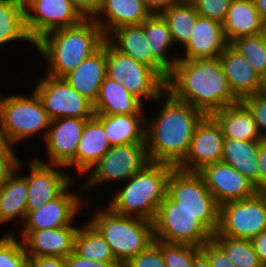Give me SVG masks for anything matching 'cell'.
<instances>
[{"label": "cell", "mask_w": 266, "mask_h": 267, "mask_svg": "<svg viewBox=\"0 0 266 267\" xmlns=\"http://www.w3.org/2000/svg\"><path fill=\"white\" fill-rule=\"evenodd\" d=\"M165 90L205 116L241 101L230 88L219 58L179 59L169 72Z\"/></svg>", "instance_id": "cell-1"}, {"label": "cell", "mask_w": 266, "mask_h": 267, "mask_svg": "<svg viewBox=\"0 0 266 267\" xmlns=\"http://www.w3.org/2000/svg\"><path fill=\"white\" fill-rule=\"evenodd\" d=\"M165 93L167 100L158 117L146 123V149L150 162L177 167L187 155L196 126L205 115L168 91Z\"/></svg>", "instance_id": "cell-2"}, {"label": "cell", "mask_w": 266, "mask_h": 267, "mask_svg": "<svg viewBox=\"0 0 266 267\" xmlns=\"http://www.w3.org/2000/svg\"><path fill=\"white\" fill-rule=\"evenodd\" d=\"M106 37L93 18H85L73 27L50 31L35 42L48 60V75L63 78L103 44Z\"/></svg>", "instance_id": "cell-3"}, {"label": "cell", "mask_w": 266, "mask_h": 267, "mask_svg": "<svg viewBox=\"0 0 266 267\" xmlns=\"http://www.w3.org/2000/svg\"><path fill=\"white\" fill-rule=\"evenodd\" d=\"M174 166L149 162L118 189L109 208L122 215L154 221L160 203L167 193L168 177Z\"/></svg>", "instance_id": "cell-4"}, {"label": "cell", "mask_w": 266, "mask_h": 267, "mask_svg": "<svg viewBox=\"0 0 266 267\" xmlns=\"http://www.w3.org/2000/svg\"><path fill=\"white\" fill-rule=\"evenodd\" d=\"M107 208L97 211L89 222L105 238L116 260L123 266L154 243L153 222L118 214Z\"/></svg>", "instance_id": "cell-5"}, {"label": "cell", "mask_w": 266, "mask_h": 267, "mask_svg": "<svg viewBox=\"0 0 266 267\" xmlns=\"http://www.w3.org/2000/svg\"><path fill=\"white\" fill-rule=\"evenodd\" d=\"M166 195L177 207L194 214L212 234L217 232L220 205L198 172L174 167L168 177Z\"/></svg>", "instance_id": "cell-6"}, {"label": "cell", "mask_w": 266, "mask_h": 267, "mask_svg": "<svg viewBox=\"0 0 266 267\" xmlns=\"http://www.w3.org/2000/svg\"><path fill=\"white\" fill-rule=\"evenodd\" d=\"M157 240L201 247L212 239V233L194 214L177 207L167 195L160 203L153 221Z\"/></svg>", "instance_id": "cell-7"}, {"label": "cell", "mask_w": 266, "mask_h": 267, "mask_svg": "<svg viewBox=\"0 0 266 267\" xmlns=\"http://www.w3.org/2000/svg\"><path fill=\"white\" fill-rule=\"evenodd\" d=\"M2 97L0 98V117L11 144L49 129L51 120L34 90L28 98Z\"/></svg>", "instance_id": "cell-8"}, {"label": "cell", "mask_w": 266, "mask_h": 267, "mask_svg": "<svg viewBox=\"0 0 266 267\" xmlns=\"http://www.w3.org/2000/svg\"><path fill=\"white\" fill-rule=\"evenodd\" d=\"M266 230V193L220 205L219 227L212 235L249 239Z\"/></svg>", "instance_id": "cell-9"}, {"label": "cell", "mask_w": 266, "mask_h": 267, "mask_svg": "<svg viewBox=\"0 0 266 267\" xmlns=\"http://www.w3.org/2000/svg\"><path fill=\"white\" fill-rule=\"evenodd\" d=\"M50 120L73 117L92 118L93 103L80 95L64 78L45 76L34 89Z\"/></svg>", "instance_id": "cell-10"}, {"label": "cell", "mask_w": 266, "mask_h": 267, "mask_svg": "<svg viewBox=\"0 0 266 267\" xmlns=\"http://www.w3.org/2000/svg\"><path fill=\"white\" fill-rule=\"evenodd\" d=\"M150 162L146 143L111 146L92 167L84 188L114 180H128Z\"/></svg>", "instance_id": "cell-11"}, {"label": "cell", "mask_w": 266, "mask_h": 267, "mask_svg": "<svg viewBox=\"0 0 266 267\" xmlns=\"http://www.w3.org/2000/svg\"><path fill=\"white\" fill-rule=\"evenodd\" d=\"M24 4L26 27L34 42L50 31L76 26L85 19L70 0H24Z\"/></svg>", "instance_id": "cell-12"}, {"label": "cell", "mask_w": 266, "mask_h": 267, "mask_svg": "<svg viewBox=\"0 0 266 267\" xmlns=\"http://www.w3.org/2000/svg\"><path fill=\"white\" fill-rule=\"evenodd\" d=\"M225 137L212 116H205L196 126L190 147L177 168L198 172L206 165L221 162Z\"/></svg>", "instance_id": "cell-13"}, {"label": "cell", "mask_w": 266, "mask_h": 267, "mask_svg": "<svg viewBox=\"0 0 266 267\" xmlns=\"http://www.w3.org/2000/svg\"><path fill=\"white\" fill-rule=\"evenodd\" d=\"M198 173L219 205L250 198L257 193L251 180L222 161L206 165Z\"/></svg>", "instance_id": "cell-14"}, {"label": "cell", "mask_w": 266, "mask_h": 267, "mask_svg": "<svg viewBox=\"0 0 266 267\" xmlns=\"http://www.w3.org/2000/svg\"><path fill=\"white\" fill-rule=\"evenodd\" d=\"M60 165H49L39 160H30V174L25 176L28 185L27 214L42 207L60 196L71 183V177L60 173L53 167Z\"/></svg>", "instance_id": "cell-15"}, {"label": "cell", "mask_w": 266, "mask_h": 267, "mask_svg": "<svg viewBox=\"0 0 266 267\" xmlns=\"http://www.w3.org/2000/svg\"><path fill=\"white\" fill-rule=\"evenodd\" d=\"M90 118L65 117L50 122L44 133L50 165L66 166L76 157L78 143Z\"/></svg>", "instance_id": "cell-16"}, {"label": "cell", "mask_w": 266, "mask_h": 267, "mask_svg": "<svg viewBox=\"0 0 266 267\" xmlns=\"http://www.w3.org/2000/svg\"><path fill=\"white\" fill-rule=\"evenodd\" d=\"M78 229L73 226L42 230H23V245L28 257H66L74 251Z\"/></svg>", "instance_id": "cell-17"}, {"label": "cell", "mask_w": 266, "mask_h": 267, "mask_svg": "<svg viewBox=\"0 0 266 267\" xmlns=\"http://www.w3.org/2000/svg\"><path fill=\"white\" fill-rule=\"evenodd\" d=\"M69 187L57 198L42 207L30 211L24 221L23 230H42L70 226L80 209L78 195L67 192Z\"/></svg>", "instance_id": "cell-18"}, {"label": "cell", "mask_w": 266, "mask_h": 267, "mask_svg": "<svg viewBox=\"0 0 266 267\" xmlns=\"http://www.w3.org/2000/svg\"><path fill=\"white\" fill-rule=\"evenodd\" d=\"M107 38L102 46L84 59L63 78L82 96L93 104L98 98L100 86L107 76Z\"/></svg>", "instance_id": "cell-19"}, {"label": "cell", "mask_w": 266, "mask_h": 267, "mask_svg": "<svg viewBox=\"0 0 266 267\" xmlns=\"http://www.w3.org/2000/svg\"><path fill=\"white\" fill-rule=\"evenodd\" d=\"M228 44L223 23L198 15L191 37L184 45L185 57L179 59L218 58Z\"/></svg>", "instance_id": "cell-20"}, {"label": "cell", "mask_w": 266, "mask_h": 267, "mask_svg": "<svg viewBox=\"0 0 266 267\" xmlns=\"http://www.w3.org/2000/svg\"><path fill=\"white\" fill-rule=\"evenodd\" d=\"M233 93L242 100L248 95L262 92V78L248 60L231 44L218 57Z\"/></svg>", "instance_id": "cell-21"}, {"label": "cell", "mask_w": 266, "mask_h": 267, "mask_svg": "<svg viewBox=\"0 0 266 267\" xmlns=\"http://www.w3.org/2000/svg\"><path fill=\"white\" fill-rule=\"evenodd\" d=\"M112 33L115 34L118 43L116 40L112 41V36H108L107 39L118 51L153 68L165 81L167 80L169 72L153 57L144 34L143 22L117 28Z\"/></svg>", "instance_id": "cell-22"}, {"label": "cell", "mask_w": 266, "mask_h": 267, "mask_svg": "<svg viewBox=\"0 0 266 267\" xmlns=\"http://www.w3.org/2000/svg\"><path fill=\"white\" fill-rule=\"evenodd\" d=\"M103 12L107 18L105 23L99 18ZM150 15L144 0H102L93 20L107 38L113 30L127 25L141 24Z\"/></svg>", "instance_id": "cell-23"}, {"label": "cell", "mask_w": 266, "mask_h": 267, "mask_svg": "<svg viewBox=\"0 0 266 267\" xmlns=\"http://www.w3.org/2000/svg\"><path fill=\"white\" fill-rule=\"evenodd\" d=\"M111 148L103 124L95 117L88 119L77 146L76 157L66 167H76L80 173L92 166Z\"/></svg>", "instance_id": "cell-24"}, {"label": "cell", "mask_w": 266, "mask_h": 267, "mask_svg": "<svg viewBox=\"0 0 266 267\" xmlns=\"http://www.w3.org/2000/svg\"><path fill=\"white\" fill-rule=\"evenodd\" d=\"M94 116L103 124L111 146L146 143V120L142 114Z\"/></svg>", "instance_id": "cell-25"}, {"label": "cell", "mask_w": 266, "mask_h": 267, "mask_svg": "<svg viewBox=\"0 0 266 267\" xmlns=\"http://www.w3.org/2000/svg\"><path fill=\"white\" fill-rule=\"evenodd\" d=\"M212 117L220 125L225 139L263 141L252 113L242 101L226 106Z\"/></svg>", "instance_id": "cell-26"}, {"label": "cell", "mask_w": 266, "mask_h": 267, "mask_svg": "<svg viewBox=\"0 0 266 267\" xmlns=\"http://www.w3.org/2000/svg\"><path fill=\"white\" fill-rule=\"evenodd\" d=\"M263 20L253 0H232L223 23L224 36L231 44L239 37L262 33Z\"/></svg>", "instance_id": "cell-27"}, {"label": "cell", "mask_w": 266, "mask_h": 267, "mask_svg": "<svg viewBox=\"0 0 266 267\" xmlns=\"http://www.w3.org/2000/svg\"><path fill=\"white\" fill-rule=\"evenodd\" d=\"M95 114H142L143 103L130 94L121 83L106 76L93 104Z\"/></svg>", "instance_id": "cell-28"}, {"label": "cell", "mask_w": 266, "mask_h": 267, "mask_svg": "<svg viewBox=\"0 0 266 267\" xmlns=\"http://www.w3.org/2000/svg\"><path fill=\"white\" fill-rule=\"evenodd\" d=\"M262 141L225 139L221 161L231 165L254 183L258 193V152Z\"/></svg>", "instance_id": "cell-29"}, {"label": "cell", "mask_w": 266, "mask_h": 267, "mask_svg": "<svg viewBox=\"0 0 266 267\" xmlns=\"http://www.w3.org/2000/svg\"><path fill=\"white\" fill-rule=\"evenodd\" d=\"M24 0H0V45L23 40L33 43L26 27Z\"/></svg>", "instance_id": "cell-30"}, {"label": "cell", "mask_w": 266, "mask_h": 267, "mask_svg": "<svg viewBox=\"0 0 266 267\" xmlns=\"http://www.w3.org/2000/svg\"><path fill=\"white\" fill-rule=\"evenodd\" d=\"M15 174L0 188V223L27 216V180Z\"/></svg>", "instance_id": "cell-31"}, {"label": "cell", "mask_w": 266, "mask_h": 267, "mask_svg": "<svg viewBox=\"0 0 266 267\" xmlns=\"http://www.w3.org/2000/svg\"><path fill=\"white\" fill-rule=\"evenodd\" d=\"M144 34L153 57L170 72L179 58L168 59L164 54L174 43L170 30L160 14H151L143 21ZM166 50V51H165Z\"/></svg>", "instance_id": "cell-32"}, {"label": "cell", "mask_w": 266, "mask_h": 267, "mask_svg": "<svg viewBox=\"0 0 266 267\" xmlns=\"http://www.w3.org/2000/svg\"><path fill=\"white\" fill-rule=\"evenodd\" d=\"M165 83L166 81L153 68L131 70L121 82L122 86L141 102L143 97L161 100L165 95Z\"/></svg>", "instance_id": "cell-33"}, {"label": "cell", "mask_w": 266, "mask_h": 267, "mask_svg": "<svg viewBox=\"0 0 266 267\" xmlns=\"http://www.w3.org/2000/svg\"><path fill=\"white\" fill-rule=\"evenodd\" d=\"M74 251L90 261L118 262L105 238L90 222L78 229Z\"/></svg>", "instance_id": "cell-34"}, {"label": "cell", "mask_w": 266, "mask_h": 267, "mask_svg": "<svg viewBox=\"0 0 266 267\" xmlns=\"http://www.w3.org/2000/svg\"><path fill=\"white\" fill-rule=\"evenodd\" d=\"M160 15L165 20L174 43L177 41L184 46L191 37L192 28L198 17L193 3L186 0L184 3L164 10Z\"/></svg>", "instance_id": "cell-35"}, {"label": "cell", "mask_w": 266, "mask_h": 267, "mask_svg": "<svg viewBox=\"0 0 266 267\" xmlns=\"http://www.w3.org/2000/svg\"><path fill=\"white\" fill-rule=\"evenodd\" d=\"M212 239L224 250L236 267H264L252 240L236 239L225 235H212Z\"/></svg>", "instance_id": "cell-36"}, {"label": "cell", "mask_w": 266, "mask_h": 267, "mask_svg": "<svg viewBox=\"0 0 266 267\" xmlns=\"http://www.w3.org/2000/svg\"><path fill=\"white\" fill-rule=\"evenodd\" d=\"M231 45L244 55L261 78L266 74V41L262 33L239 37Z\"/></svg>", "instance_id": "cell-37"}, {"label": "cell", "mask_w": 266, "mask_h": 267, "mask_svg": "<svg viewBox=\"0 0 266 267\" xmlns=\"http://www.w3.org/2000/svg\"><path fill=\"white\" fill-rule=\"evenodd\" d=\"M167 267H192L194 256L201 250L198 246L169 243L154 239Z\"/></svg>", "instance_id": "cell-38"}, {"label": "cell", "mask_w": 266, "mask_h": 267, "mask_svg": "<svg viewBox=\"0 0 266 267\" xmlns=\"http://www.w3.org/2000/svg\"><path fill=\"white\" fill-rule=\"evenodd\" d=\"M151 68L118 51L107 39V76L121 83L131 70Z\"/></svg>", "instance_id": "cell-39"}, {"label": "cell", "mask_w": 266, "mask_h": 267, "mask_svg": "<svg viewBox=\"0 0 266 267\" xmlns=\"http://www.w3.org/2000/svg\"><path fill=\"white\" fill-rule=\"evenodd\" d=\"M29 257L12 234L0 238V267H28Z\"/></svg>", "instance_id": "cell-40"}, {"label": "cell", "mask_w": 266, "mask_h": 267, "mask_svg": "<svg viewBox=\"0 0 266 267\" xmlns=\"http://www.w3.org/2000/svg\"><path fill=\"white\" fill-rule=\"evenodd\" d=\"M199 16L224 23L232 0H190Z\"/></svg>", "instance_id": "cell-41"}, {"label": "cell", "mask_w": 266, "mask_h": 267, "mask_svg": "<svg viewBox=\"0 0 266 267\" xmlns=\"http://www.w3.org/2000/svg\"><path fill=\"white\" fill-rule=\"evenodd\" d=\"M241 101L252 113L262 139L266 140V133H264V130L266 131V93L259 92L248 95Z\"/></svg>", "instance_id": "cell-42"}, {"label": "cell", "mask_w": 266, "mask_h": 267, "mask_svg": "<svg viewBox=\"0 0 266 267\" xmlns=\"http://www.w3.org/2000/svg\"><path fill=\"white\" fill-rule=\"evenodd\" d=\"M122 267H167L160 249L153 243L146 251L129 259Z\"/></svg>", "instance_id": "cell-43"}, {"label": "cell", "mask_w": 266, "mask_h": 267, "mask_svg": "<svg viewBox=\"0 0 266 267\" xmlns=\"http://www.w3.org/2000/svg\"><path fill=\"white\" fill-rule=\"evenodd\" d=\"M200 248L208 256L212 267H236L213 239L207 241Z\"/></svg>", "instance_id": "cell-44"}, {"label": "cell", "mask_w": 266, "mask_h": 267, "mask_svg": "<svg viewBox=\"0 0 266 267\" xmlns=\"http://www.w3.org/2000/svg\"><path fill=\"white\" fill-rule=\"evenodd\" d=\"M20 165L14 152H0V188L20 169Z\"/></svg>", "instance_id": "cell-45"}, {"label": "cell", "mask_w": 266, "mask_h": 267, "mask_svg": "<svg viewBox=\"0 0 266 267\" xmlns=\"http://www.w3.org/2000/svg\"><path fill=\"white\" fill-rule=\"evenodd\" d=\"M66 267H122L119 262H96L79 256L75 251L65 257Z\"/></svg>", "instance_id": "cell-46"}, {"label": "cell", "mask_w": 266, "mask_h": 267, "mask_svg": "<svg viewBox=\"0 0 266 267\" xmlns=\"http://www.w3.org/2000/svg\"><path fill=\"white\" fill-rule=\"evenodd\" d=\"M258 193H266V140L259 145L258 152Z\"/></svg>", "instance_id": "cell-47"}, {"label": "cell", "mask_w": 266, "mask_h": 267, "mask_svg": "<svg viewBox=\"0 0 266 267\" xmlns=\"http://www.w3.org/2000/svg\"><path fill=\"white\" fill-rule=\"evenodd\" d=\"M28 267H66V263L64 257H29Z\"/></svg>", "instance_id": "cell-48"}, {"label": "cell", "mask_w": 266, "mask_h": 267, "mask_svg": "<svg viewBox=\"0 0 266 267\" xmlns=\"http://www.w3.org/2000/svg\"><path fill=\"white\" fill-rule=\"evenodd\" d=\"M85 18H93L101 5L102 0H70Z\"/></svg>", "instance_id": "cell-49"}, {"label": "cell", "mask_w": 266, "mask_h": 267, "mask_svg": "<svg viewBox=\"0 0 266 267\" xmlns=\"http://www.w3.org/2000/svg\"><path fill=\"white\" fill-rule=\"evenodd\" d=\"M186 0H144L147 9L151 14H160L172 6L184 3Z\"/></svg>", "instance_id": "cell-50"}, {"label": "cell", "mask_w": 266, "mask_h": 267, "mask_svg": "<svg viewBox=\"0 0 266 267\" xmlns=\"http://www.w3.org/2000/svg\"><path fill=\"white\" fill-rule=\"evenodd\" d=\"M252 243L261 263L266 267V230L254 237Z\"/></svg>", "instance_id": "cell-51"}, {"label": "cell", "mask_w": 266, "mask_h": 267, "mask_svg": "<svg viewBox=\"0 0 266 267\" xmlns=\"http://www.w3.org/2000/svg\"><path fill=\"white\" fill-rule=\"evenodd\" d=\"M0 117V152H14Z\"/></svg>", "instance_id": "cell-52"}, {"label": "cell", "mask_w": 266, "mask_h": 267, "mask_svg": "<svg viewBox=\"0 0 266 267\" xmlns=\"http://www.w3.org/2000/svg\"><path fill=\"white\" fill-rule=\"evenodd\" d=\"M192 267H212L208 256L200 250L193 258Z\"/></svg>", "instance_id": "cell-53"}, {"label": "cell", "mask_w": 266, "mask_h": 267, "mask_svg": "<svg viewBox=\"0 0 266 267\" xmlns=\"http://www.w3.org/2000/svg\"><path fill=\"white\" fill-rule=\"evenodd\" d=\"M257 11L263 21L266 20V0H253Z\"/></svg>", "instance_id": "cell-54"}, {"label": "cell", "mask_w": 266, "mask_h": 267, "mask_svg": "<svg viewBox=\"0 0 266 267\" xmlns=\"http://www.w3.org/2000/svg\"><path fill=\"white\" fill-rule=\"evenodd\" d=\"M262 92L266 93V74L262 77Z\"/></svg>", "instance_id": "cell-55"}, {"label": "cell", "mask_w": 266, "mask_h": 267, "mask_svg": "<svg viewBox=\"0 0 266 267\" xmlns=\"http://www.w3.org/2000/svg\"><path fill=\"white\" fill-rule=\"evenodd\" d=\"M262 34H263L265 41H266V20L263 21Z\"/></svg>", "instance_id": "cell-56"}]
</instances>
